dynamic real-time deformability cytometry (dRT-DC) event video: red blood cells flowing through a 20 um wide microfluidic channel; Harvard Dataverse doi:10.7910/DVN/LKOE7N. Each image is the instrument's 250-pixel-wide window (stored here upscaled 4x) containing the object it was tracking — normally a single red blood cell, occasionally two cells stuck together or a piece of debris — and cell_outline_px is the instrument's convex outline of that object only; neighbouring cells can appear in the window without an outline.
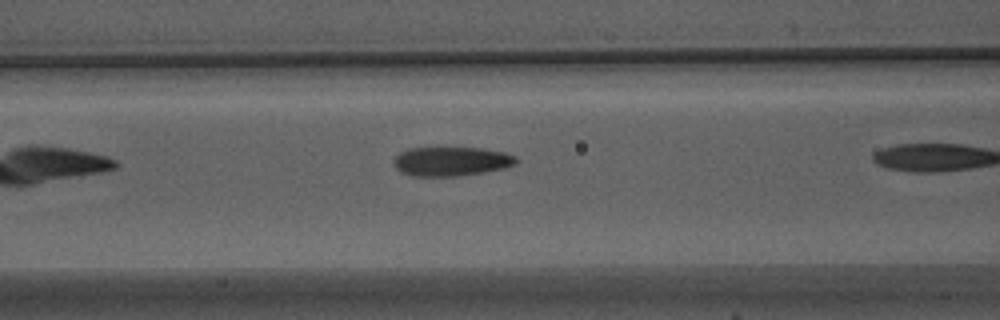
{"species": "Egyptian fruit bat (a non-hibernating species)", "species_latin": "Rousettus aegyptiacus", "temperature_condition": "warm", "stored_images_in_passage": 8, "camera_frame_rate_fps": 3000, "um_per_image_px": 0.085, "animal": {"sex": "male"}, "frame": {"image": 1, "passage_image": 4, "time_ms": 1.0, "image_size_px": [1000, 320], "cell_outline_px": [[520, 160], [516, 164], [504, 168], [484, 172], [456, 176], [412, 176], [400, 172], [396, 168], [396, 156], [400, 152], [408, 148], [484, 148], [504, 152], [516, 156]], "centroid_in_image_um": [38.41, 13.71], "position_along_channel_um": 128.2, "area_um2": 20.81}}
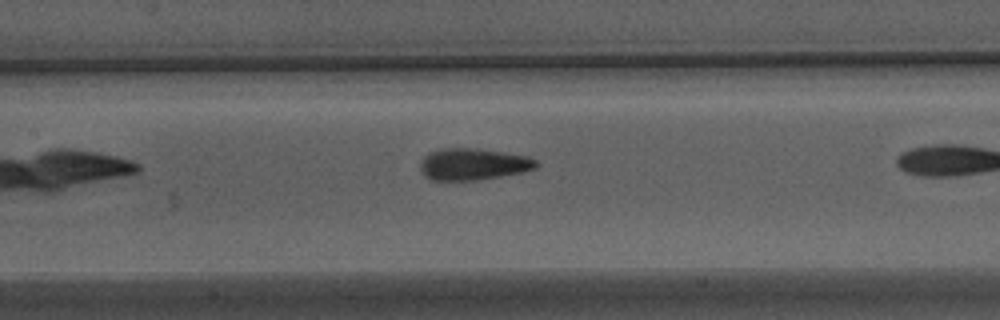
{"frame": {"image": 2, "passage_image": 7, "time_ms": 2.0, "image_size_px": [1000, 320], "cell_outline_px": [[540, 164], [536, 168], [524, 172], [476, 180], [432, 180], [424, 176], [420, 172], [420, 160], [428, 152], [436, 148], [472, 148], [504, 152], [528, 156], [536, 160]], "centroid_in_image_um": [40.19, 13.95], "position_along_channel_um": 167.2, "area_um2": 21.73}}